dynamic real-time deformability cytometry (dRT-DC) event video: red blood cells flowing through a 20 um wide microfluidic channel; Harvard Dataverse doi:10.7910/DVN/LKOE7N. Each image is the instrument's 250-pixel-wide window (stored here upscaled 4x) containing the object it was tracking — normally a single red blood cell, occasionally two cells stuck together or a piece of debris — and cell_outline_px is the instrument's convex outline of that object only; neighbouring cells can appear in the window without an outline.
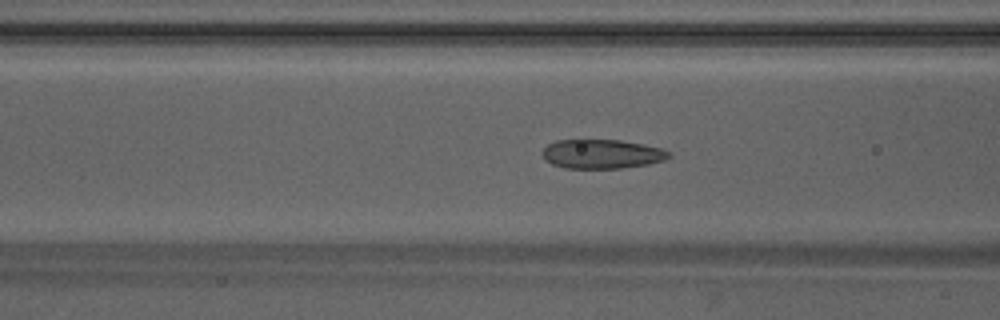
{"species": "Egyptian fruit bat (a non-hibernating species)", "species_latin": "Rousettus aegyptiacus", "temperature_condition": "warm", "stored_images_in_passage": 49, "camera_frame_rate_fps": 3000, "um_per_image_px": 0.085, "animal": {"sex": "male"}, "frame": {"image": 1, "passage_image": 20, "time_ms": 6.333, "image_size_px": [1000, 320], "cell_outline_px": [[672, 156], [664, 160], [648, 164], [620, 168], [564, 168], [552, 164], [544, 160], [540, 152], [548, 144], [556, 140], [620, 140], [644, 144], [660, 148], [668, 152]], "centroid_in_image_um": [51.11, 13.09], "position_along_channel_um": 115.5, "area_um2": 21.56}}
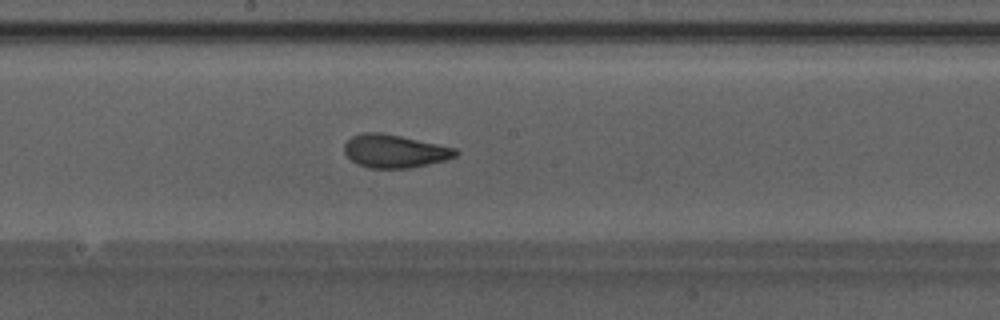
{"frame": {"image": 2, "passage_image": 27, "time_ms": 8.667, "image_size_px": [1000, 320], "cell_outline_px": [[460, 152], [456, 156], [444, 160], [428, 164], [408, 168], [368, 168], [356, 164], [344, 152], [344, 144], [352, 136], [364, 132], [380, 132], [400, 136], [456, 148]], "centroid_in_image_um": [33.52, 12.85], "position_along_channel_um": 214.7, "area_um2": 21.39}}
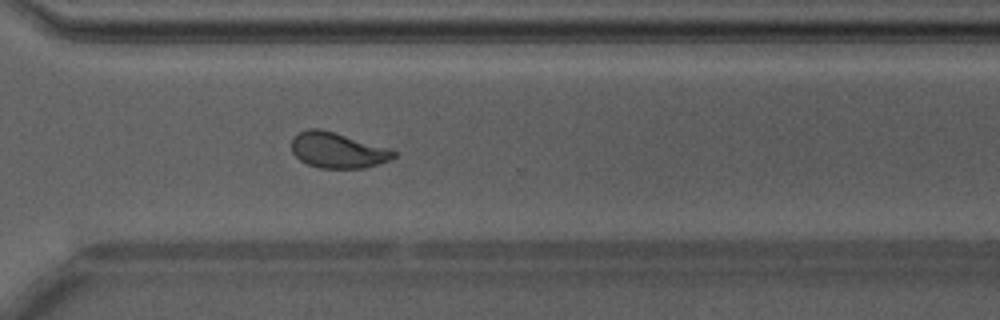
{"frame": {"image": 3, "passage_image": 36, "time_ms": 11.667, "image_size_px": [1000, 320], "cell_outline_px": [[396, 156], [392, 160], [364, 168], [320, 168], [308, 164], [300, 160], [292, 152], [292, 136], [308, 128], [320, 128], [388, 148], [396, 152]], "centroid_in_image_um": [28.69, 12.77], "position_along_channel_um": 341.9, "area_um2": 21.1}, "authors_computed_cell_mechanics": {"area_um2": 21.7906, "velocity_mm_per_s": 4.2468, "shape_relaxation_time_tau1_ms": 3.2827, "shape_relaxation_time_tau2_ms": 0.7982, "deformation_change_tau1": 0.1341, "deformation_change_tau2": 0.0597}}